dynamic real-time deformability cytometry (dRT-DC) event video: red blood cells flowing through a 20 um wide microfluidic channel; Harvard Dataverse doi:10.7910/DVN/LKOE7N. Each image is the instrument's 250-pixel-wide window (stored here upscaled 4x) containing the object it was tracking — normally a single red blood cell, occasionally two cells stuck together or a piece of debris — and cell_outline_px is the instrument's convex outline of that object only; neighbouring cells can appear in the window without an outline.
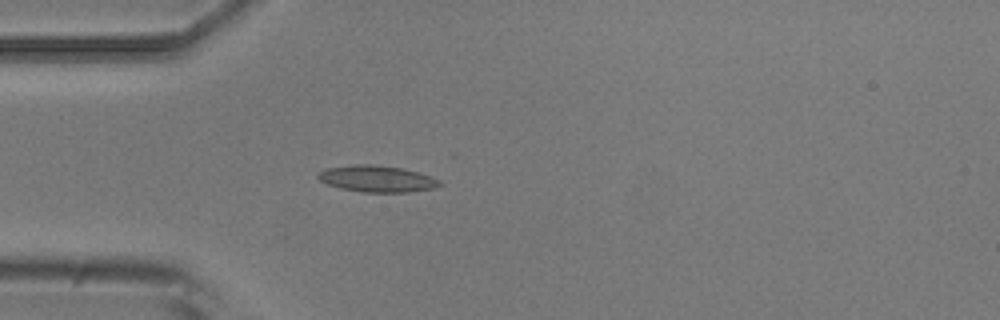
{"species": "common noctule bat (a hibernating species)", "species_latin": "Nyctalus noctula", "temperature_condition": "room temperature", "stored_images_in_passage": 3, "camera_frame_rate_fps": 3000, "um_per_image_px": 0.085, "animal": {"sex": "male", "body_mass_g": 20.5, "forearm_length_mm": 52.5}, "frame": {"image": 1, "passage_image": 3, "time_ms": 2.333, "image_size_px": [1000, 320], "cell_outline_px": [[444, 184], [432, 188], [408, 192], [364, 192], [340, 188], [328, 184], [320, 180], [316, 176], [320, 172], [328, 168], [352, 164], [368, 164], [404, 168], [440, 180]], "centroid_in_image_um": [32.04, 15.19], "position_along_channel_um": 53.0, "area_um2": 18.55}}